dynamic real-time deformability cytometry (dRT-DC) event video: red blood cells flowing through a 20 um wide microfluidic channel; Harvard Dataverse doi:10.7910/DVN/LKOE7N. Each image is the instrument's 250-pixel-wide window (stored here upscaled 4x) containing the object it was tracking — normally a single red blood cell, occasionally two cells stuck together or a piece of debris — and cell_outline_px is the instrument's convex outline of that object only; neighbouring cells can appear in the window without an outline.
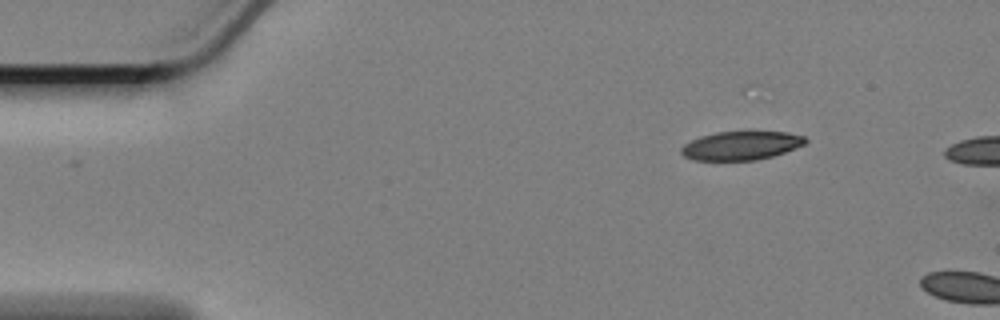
{"species": "Egyptian fruit bat (a non-hibernating species)", "species_latin": "Rousettus aegyptiacus", "temperature_condition": "cold", "stored_images_in_passage": 3, "camera_frame_rate_fps": 3000, "um_per_image_px": 0.085, "animal": {"sex": "female"}, "frame": {"image": 1, "passage_image": 1, "time_ms": 0.0, "image_size_px": [1000, 320], "cell_outline_px": [[808, 140], [804, 144], [796, 148], [772, 156], [756, 160], [692, 160], [684, 156], [680, 152], [680, 148], [684, 144], [700, 136], [716, 132], [788, 132], [804, 136]], "centroid_in_image_um": [62.98, 12.38], "position_along_channel_um": 22.0, "area_um2": 20.69}}